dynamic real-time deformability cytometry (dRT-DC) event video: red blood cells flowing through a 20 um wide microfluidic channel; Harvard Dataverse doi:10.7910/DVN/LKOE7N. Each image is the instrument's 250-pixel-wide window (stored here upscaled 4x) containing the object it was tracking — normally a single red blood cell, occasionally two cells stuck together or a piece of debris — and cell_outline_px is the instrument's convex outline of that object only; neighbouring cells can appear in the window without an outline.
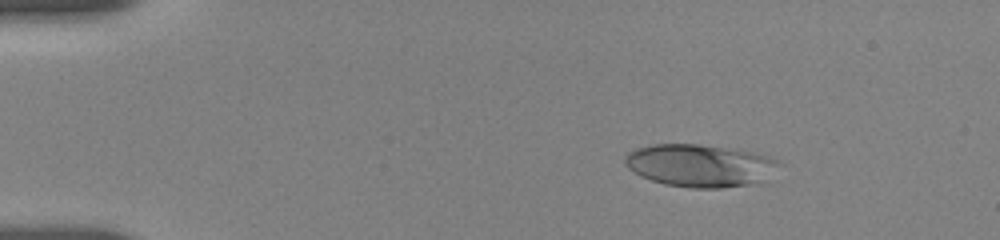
{"species": "human", "species_latin": "Homo sapiens", "temperature_condition": "room temperature", "stored_images_in_passage": 54, "camera_frame_rate_fps": 3000, "um_per_image_px": 0.085, "donor": {"sex": "female"}, "frame": {"image": 1, "passage_image": 8, "time_ms": 2.333, "image_size_px": [1000, 240], "cell_outline_px": [[784, 164], [768, 184], [720, 188], [692, 188], [664, 184], [640, 176], [628, 168], [624, 164], [624, 156], [628, 152], [636, 148], [652, 144], [700, 144], [740, 148], [772, 156]], "centroid_in_image_um": [59.68, 14.08], "position_along_channel_um": 25.3, "area_um2": 40.06}}
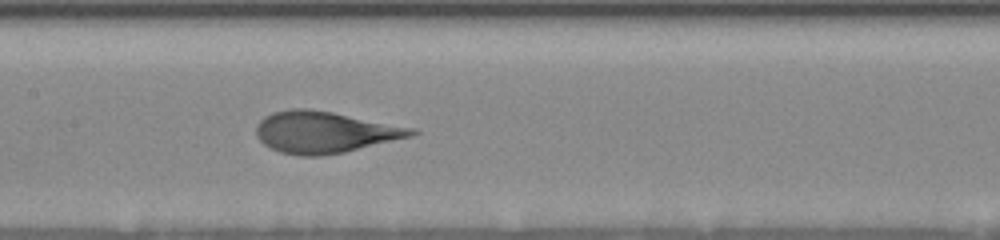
{"frame": {"image": 2, "passage_image": 27, "time_ms": 8.667, "image_size_px": [1000, 240], "cell_outline_px": [[420, 132], [412, 136], [344, 152], [324, 156], [300, 156], [280, 152], [264, 144], [256, 136], [256, 124], [264, 116], [272, 112], [292, 108], [308, 108], [332, 112], [416, 128]], "centroid_in_image_um": [27.58, 11.23], "position_along_channel_um": 179.8, "area_um2": 37.69}}
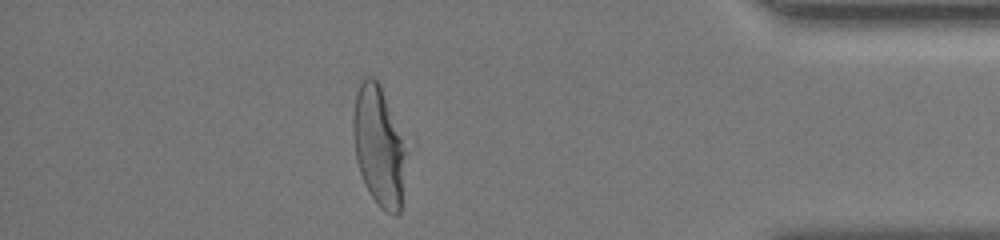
{"frame": {"image": 3, "passage_image": 48, "time_ms": 15.667, "image_size_px": [1000, 240], "cell_outline_px": [[404, 152], [400, 212], [396, 216], [380, 208], [368, 192], [364, 184], [356, 160], [352, 132], [352, 116], [356, 92], [360, 80], [368, 76], [372, 76], [380, 84], [400, 136], [404, 148]], "centroid_in_image_um": [32.11, 12.4], "position_along_channel_um": 403.1, "area_um2": 36.07}}